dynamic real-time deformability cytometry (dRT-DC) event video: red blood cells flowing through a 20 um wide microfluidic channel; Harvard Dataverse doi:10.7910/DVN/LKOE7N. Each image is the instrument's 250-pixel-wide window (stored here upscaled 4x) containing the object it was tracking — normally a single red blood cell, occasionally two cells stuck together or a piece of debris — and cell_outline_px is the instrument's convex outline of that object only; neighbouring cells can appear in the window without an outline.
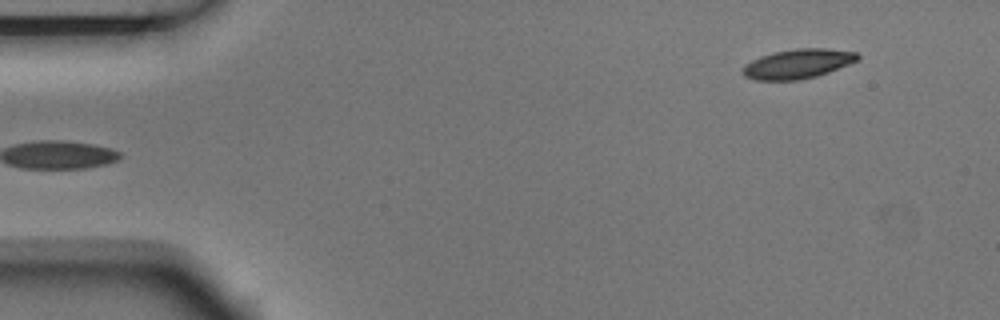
{"species": "Egyptian fruit bat (a non-hibernating species)", "species_latin": "Rousettus aegyptiacus", "temperature_condition": "room temperature", "stored_images_in_passage": 4, "camera_frame_rate_fps": 3000, "um_per_image_px": 0.085, "animal": {"sex": "male"}, "frame": {"image": 1, "passage_image": 4, "time_ms": 1.0, "image_size_px": [1000, 320], "cell_outline_px": [[860, 60], [828, 72], [816, 76], [800, 80], [756, 80], [744, 76], [740, 72], [744, 64], [760, 56], [772, 52], [796, 48], [828, 48], [856, 52], [860, 56]], "centroid_in_image_um": [67.8, 5.42], "position_along_channel_um": 17.2, "area_um2": 20.0}}